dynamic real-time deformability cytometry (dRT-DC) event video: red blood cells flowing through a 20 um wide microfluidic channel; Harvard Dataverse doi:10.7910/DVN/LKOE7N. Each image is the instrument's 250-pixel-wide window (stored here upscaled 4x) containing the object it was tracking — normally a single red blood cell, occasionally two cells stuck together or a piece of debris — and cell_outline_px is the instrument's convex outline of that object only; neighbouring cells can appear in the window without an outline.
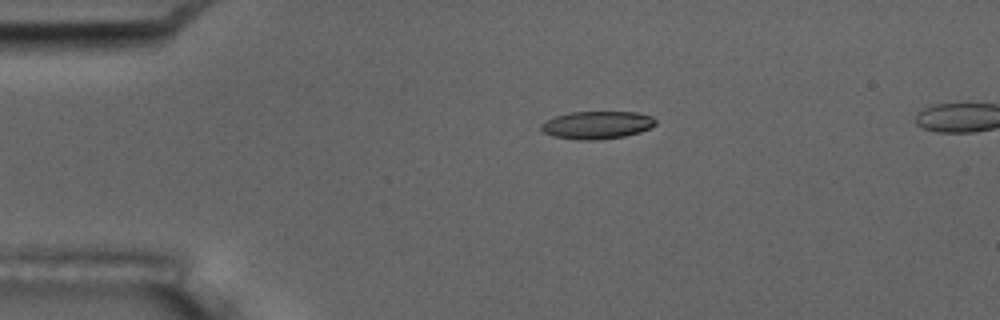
{"species": "common noctule bat (a hibernating species)", "species_latin": "Nyctalus noctula", "temperature_condition": "room temperature", "stored_images_in_passage": 6, "camera_frame_rate_fps": 3000, "um_per_image_px": 0.085, "animal": {"sex": "male", "body_mass_g": 17.5, "forearm_length_mm": 52.3}, "frame": {"image": 1, "passage_image": 6, "time_ms": 6.333, "image_size_px": [1000, 320], "cell_outline_px": [[656, 124], [640, 132], [624, 136], [600, 140], [580, 140], [552, 136], [544, 132], [540, 128], [540, 124], [556, 116], [572, 112], [636, 112], [652, 116], [656, 120]], "centroid_in_image_um": [50.75, 10.63], "position_along_channel_um": 34.3, "area_um2": 18.44}}